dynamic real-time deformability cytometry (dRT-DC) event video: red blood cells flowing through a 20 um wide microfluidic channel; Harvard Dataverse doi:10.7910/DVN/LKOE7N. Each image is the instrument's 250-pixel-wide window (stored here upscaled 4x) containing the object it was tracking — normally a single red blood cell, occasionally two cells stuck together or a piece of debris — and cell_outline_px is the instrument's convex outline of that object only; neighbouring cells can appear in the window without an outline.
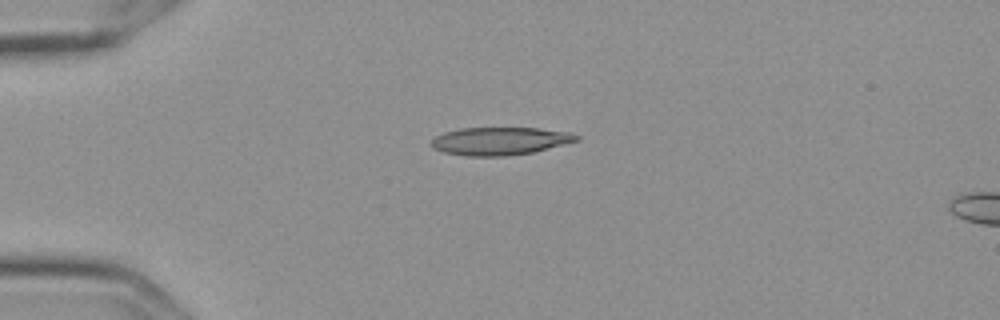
{"species": "Egyptian fruit bat (a non-hibernating species)", "species_latin": "Rousettus aegyptiacus", "temperature_condition": "cold", "stored_images_in_passage": 43, "camera_frame_rate_fps": 3000, "um_per_image_px": 0.085, "frame": {"image": 1, "passage_image": 1, "time_ms": 0.0, "image_size_px": [1000, 320], "cell_outline_px": [[580, 140], [532, 152], [504, 156], [468, 156], [444, 152], [432, 148], [432, 140], [436, 136], [444, 132], [460, 128], [540, 128], [568, 132], [580, 136]], "centroid_in_image_um": [42.49, 11.98], "position_along_channel_um": 42.5, "area_um2": 23.41}}
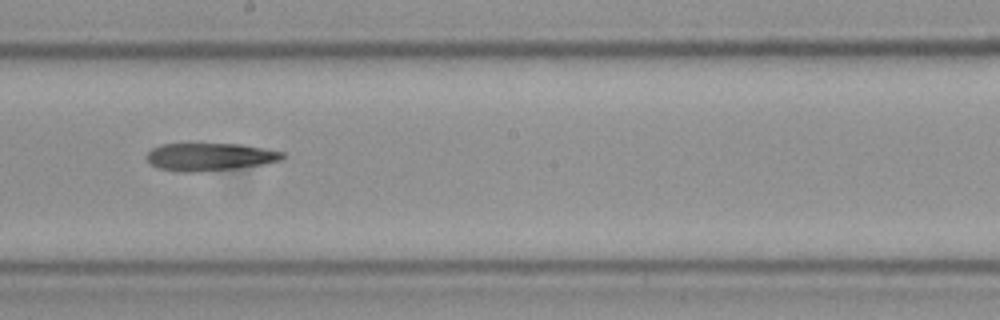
{"frame": {"image": 2, "passage_image": 19, "time_ms": 6.0, "image_size_px": [1000, 320], "cell_outline_px": [[284, 156], [280, 160], [264, 164], [236, 168], [196, 172], [180, 172], [156, 168], [148, 160], [148, 152], [152, 148], [160, 144], [240, 144], [264, 148], [284, 152]], "centroid_in_image_um": [17.82, 13.33], "position_along_channel_um": 230.4, "area_um2": 21.85}}
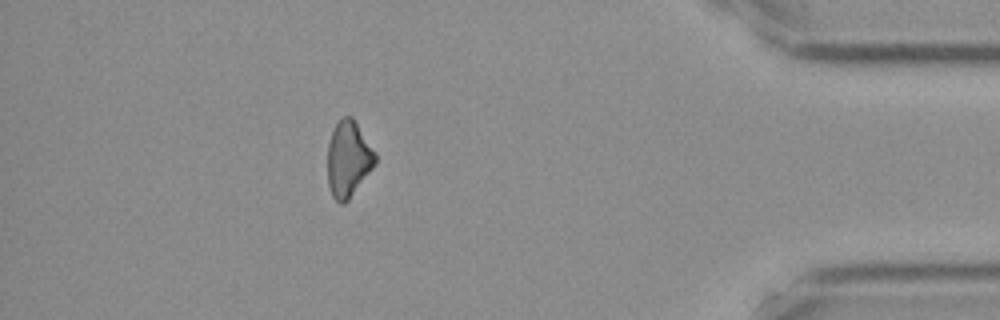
{"frame": {"image": 3, "passage_image": 37, "time_ms": 12.0, "image_size_px": [1000, 320], "cell_outline_px": [[376, 164], [348, 200], [344, 204], [340, 204], [332, 196], [328, 184], [328, 144], [332, 132], [336, 124], [344, 116], [352, 116], [376, 152]], "centroid_in_image_um": [29.62, 13.52], "position_along_channel_um": 405.6, "area_um2": 21.04}}